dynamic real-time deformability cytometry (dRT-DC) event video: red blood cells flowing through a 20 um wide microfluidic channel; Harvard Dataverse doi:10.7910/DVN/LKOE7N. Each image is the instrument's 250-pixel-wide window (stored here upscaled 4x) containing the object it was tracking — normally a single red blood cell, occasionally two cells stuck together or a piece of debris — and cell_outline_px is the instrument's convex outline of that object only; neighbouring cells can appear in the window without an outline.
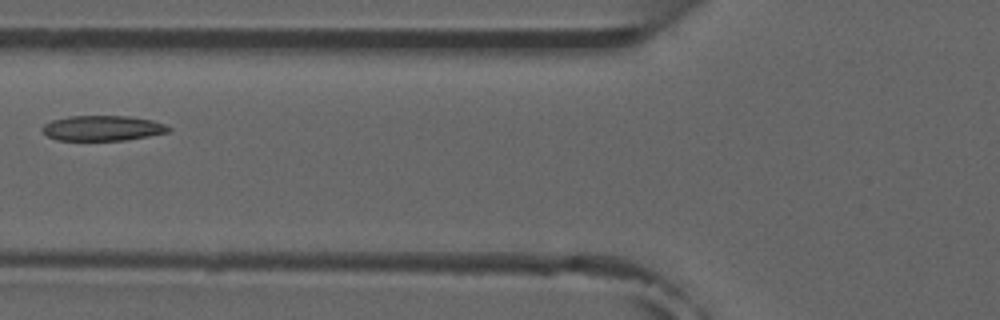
{"species": "common noctule bat (a hibernating species)", "species_latin": "Nyctalus noctula", "temperature_condition": "room temperature", "stored_images_in_passage": 7, "camera_frame_rate_fps": 3000, "um_per_image_px": 0.085, "animal": {"sex": "male", "forearm_length_mm": 52.5}, "frame": {"image": 1, "passage_image": 5, "time_ms": 5.0, "image_size_px": [1000, 320], "cell_outline_px": [[172, 128], [168, 132], [128, 140], [56, 140], [48, 136], [40, 128], [44, 124], [52, 120], [68, 116], [128, 116], [152, 120], [164, 124]], "centroid_in_image_um": [8.71, 10.89], "position_along_channel_um": 117.1, "area_um2": 18.55}}
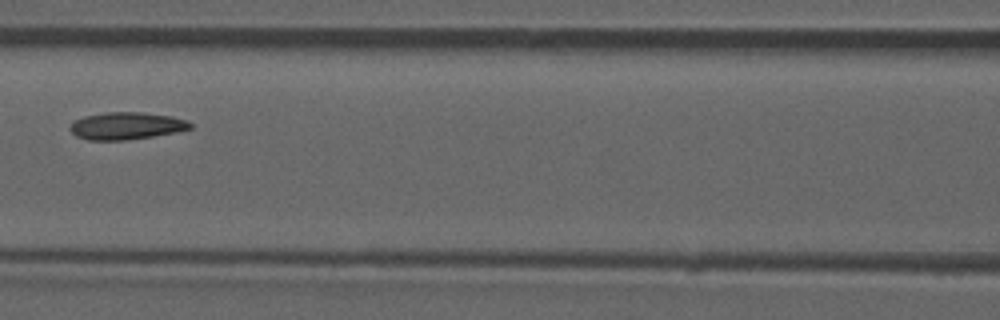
{"frame": {"image": 2, "passage_image": 6, "time_ms": 6.0, "image_size_px": [1000, 320], "cell_outline_px": [[192, 128], [176, 132], [128, 140], [88, 140], [76, 136], [68, 128], [76, 120], [84, 116], [104, 112], [140, 112], [172, 116], [188, 120], [192, 124]], "centroid_in_image_um": [10.75, 10.69], "position_along_channel_um": 155.8, "area_um2": 19.13}}